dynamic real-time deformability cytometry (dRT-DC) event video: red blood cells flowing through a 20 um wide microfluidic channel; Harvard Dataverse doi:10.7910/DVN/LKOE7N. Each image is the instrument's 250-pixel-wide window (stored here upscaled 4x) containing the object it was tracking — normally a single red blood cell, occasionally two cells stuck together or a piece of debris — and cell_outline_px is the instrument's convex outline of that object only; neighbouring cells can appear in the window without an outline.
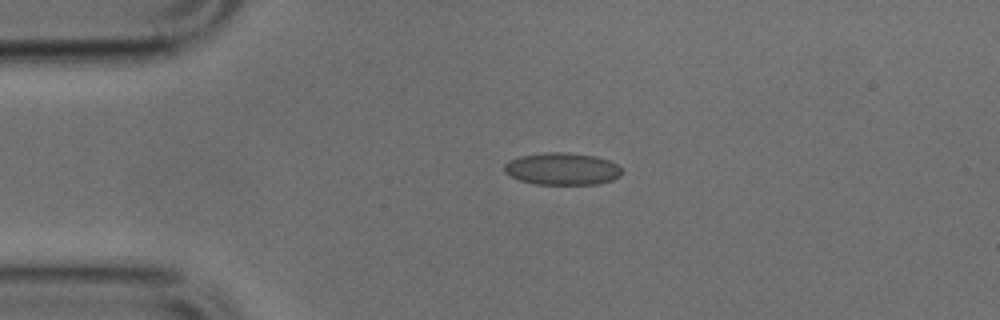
{"species": "common noctule bat (a hibernating species)", "species_latin": "Nyctalus noctula", "temperature_condition": "cold", "stored_images_in_passage": 36, "camera_frame_rate_fps": 3000, "um_per_image_px": 0.085, "animal": {"sex": "male", "body_mass_g": 17.9, "forearm_length_mm": 54.2}, "frame": {"image": 1, "passage_image": 1, "time_ms": 0.0, "image_size_px": [1000, 320], "cell_outline_px": [[624, 172], [620, 176], [612, 180], [596, 184], [536, 184], [520, 180], [504, 172], [504, 164], [508, 160], [520, 156], [548, 152], [568, 152], [596, 156], [608, 160], [616, 164]], "centroid_in_image_um": [47.79, 14.34], "position_along_channel_um": 37.2, "area_um2": 22.08}}
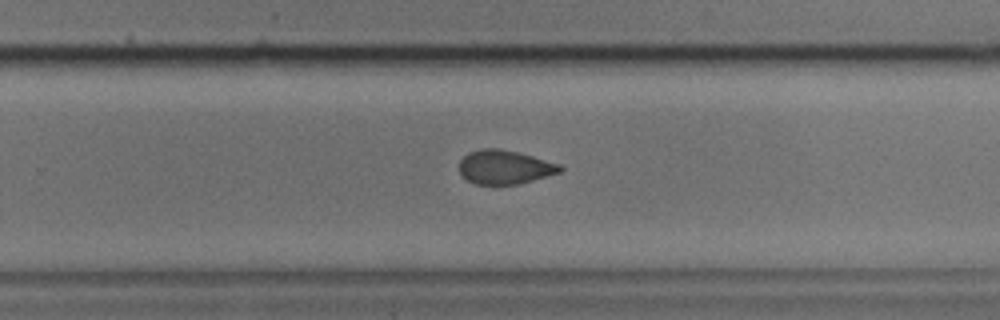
{"frame": {"image": 2, "passage_image": 22, "time_ms": 7.0, "image_size_px": [1000, 320], "cell_outline_px": [[564, 168], [560, 172], [520, 184], [476, 184], [460, 176], [460, 160], [468, 152], [480, 148], [496, 148], [516, 152], [532, 156], [560, 164]], "centroid_in_image_um": [42.88, 14.2], "position_along_channel_um": 286.9, "area_um2": 19.88}}
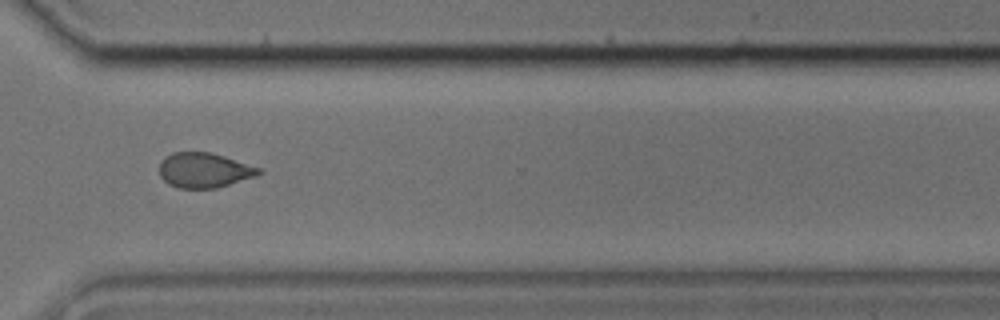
{"frame": {"image": 3, "passage_image": 27, "time_ms": 8.667, "image_size_px": [1000, 320], "cell_outline_px": [[264, 172], [256, 176], [216, 188], [176, 188], [168, 184], [160, 176], [160, 160], [164, 156], [172, 152], [212, 152], [260, 168]], "centroid_in_image_um": [17.33, 14.46], "position_along_channel_um": 353.3, "area_um2": 20.35}}